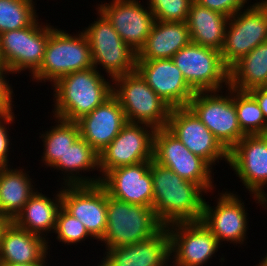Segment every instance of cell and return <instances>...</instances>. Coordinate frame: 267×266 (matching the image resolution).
I'll return each mask as SVG.
<instances>
[{
    "mask_svg": "<svg viewBox=\"0 0 267 266\" xmlns=\"http://www.w3.org/2000/svg\"><path fill=\"white\" fill-rule=\"evenodd\" d=\"M153 182V209L164 226L179 222L201 221L206 191L198 184L184 180L171 169L150 161ZM203 195V196H202Z\"/></svg>",
    "mask_w": 267,
    "mask_h": 266,
    "instance_id": "obj_1",
    "label": "cell"
},
{
    "mask_svg": "<svg viewBox=\"0 0 267 266\" xmlns=\"http://www.w3.org/2000/svg\"><path fill=\"white\" fill-rule=\"evenodd\" d=\"M110 82L95 67L60 78L53 84V117L76 122L91 113L112 95L113 85Z\"/></svg>",
    "mask_w": 267,
    "mask_h": 266,
    "instance_id": "obj_2",
    "label": "cell"
},
{
    "mask_svg": "<svg viewBox=\"0 0 267 266\" xmlns=\"http://www.w3.org/2000/svg\"><path fill=\"white\" fill-rule=\"evenodd\" d=\"M163 227L152 207L129 204L107 193V225L101 240L106 249L147 240Z\"/></svg>",
    "mask_w": 267,
    "mask_h": 266,
    "instance_id": "obj_3",
    "label": "cell"
},
{
    "mask_svg": "<svg viewBox=\"0 0 267 266\" xmlns=\"http://www.w3.org/2000/svg\"><path fill=\"white\" fill-rule=\"evenodd\" d=\"M113 95L119 101L129 123L165 128L171 107L163 101L137 72L127 73L111 80Z\"/></svg>",
    "mask_w": 267,
    "mask_h": 266,
    "instance_id": "obj_4",
    "label": "cell"
},
{
    "mask_svg": "<svg viewBox=\"0 0 267 266\" xmlns=\"http://www.w3.org/2000/svg\"><path fill=\"white\" fill-rule=\"evenodd\" d=\"M90 67H93L91 50L84 32L70 35L55 28L48 38L42 64L32 78L55 84L67 74Z\"/></svg>",
    "mask_w": 267,
    "mask_h": 266,
    "instance_id": "obj_5",
    "label": "cell"
},
{
    "mask_svg": "<svg viewBox=\"0 0 267 266\" xmlns=\"http://www.w3.org/2000/svg\"><path fill=\"white\" fill-rule=\"evenodd\" d=\"M227 90L226 96L219 91L196 92L187 107L229 152L245 134L238 123L235 89Z\"/></svg>",
    "mask_w": 267,
    "mask_h": 266,
    "instance_id": "obj_6",
    "label": "cell"
},
{
    "mask_svg": "<svg viewBox=\"0 0 267 266\" xmlns=\"http://www.w3.org/2000/svg\"><path fill=\"white\" fill-rule=\"evenodd\" d=\"M97 21L83 30L90 45L93 67L102 65L112 80L136 71L137 52L127 45L100 12Z\"/></svg>",
    "mask_w": 267,
    "mask_h": 266,
    "instance_id": "obj_7",
    "label": "cell"
},
{
    "mask_svg": "<svg viewBox=\"0 0 267 266\" xmlns=\"http://www.w3.org/2000/svg\"><path fill=\"white\" fill-rule=\"evenodd\" d=\"M231 16L220 51L223 64L230 69L261 43L267 42V2H257Z\"/></svg>",
    "mask_w": 267,
    "mask_h": 266,
    "instance_id": "obj_8",
    "label": "cell"
},
{
    "mask_svg": "<svg viewBox=\"0 0 267 266\" xmlns=\"http://www.w3.org/2000/svg\"><path fill=\"white\" fill-rule=\"evenodd\" d=\"M38 21L0 34L1 63L12 74L28 69L33 75L42 64L48 38L55 28L50 24L41 26Z\"/></svg>",
    "mask_w": 267,
    "mask_h": 266,
    "instance_id": "obj_9",
    "label": "cell"
},
{
    "mask_svg": "<svg viewBox=\"0 0 267 266\" xmlns=\"http://www.w3.org/2000/svg\"><path fill=\"white\" fill-rule=\"evenodd\" d=\"M172 60L195 92L221 91L223 83L229 86V69L216 49L190 42Z\"/></svg>",
    "mask_w": 267,
    "mask_h": 266,
    "instance_id": "obj_10",
    "label": "cell"
},
{
    "mask_svg": "<svg viewBox=\"0 0 267 266\" xmlns=\"http://www.w3.org/2000/svg\"><path fill=\"white\" fill-rule=\"evenodd\" d=\"M153 161L171 169L184 180L200 185L206 193L214 188L212 166L190 152L166 127L155 131Z\"/></svg>",
    "mask_w": 267,
    "mask_h": 266,
    "instance_id": "obj_11",
    "label": "cell"
},
{
    "mask_svg": "<svg viewBox=\"0 0 267 266\" xmlns=\"http://www.w3.org/2000/svg\"><path fill=\"white\" fill-rule=\"evenodd\" d=\"M155 131V128L146 124L127 122L113 141L99 153L98 171L104 176L118 167L153 160Z\"/></svg>",
    "mask_w": 267,
    "mask_h": 266,
    "instance_id": "obj_12",
    "label": "cell"
},
{
    "mask_svg": "<svg viewBox=\"0 0 267 266\" xmlns=\"http://www.w3.org/2000/svg\"><path fill=\"white\" fill-rule=\"evenodd\" d=\"M166 228L174 257L172 266H203L220 248L221 244L202 221L179 222Z\"/></svg>",
    "mask_w": 267,
    "mask_h": 266,
    "instance_id": "obj_13",
    "label": "cell"
},
{
    "mask_svg": "<svg viewBox=\"0 0 267 266\" xmlns=\"http://www.w3.org/2000/svg\"><path fill=\"white\" fill-rule=\"evenodd\" d=\"M62 188V207L82 222L91 235L90 238L101 241L107 225L106 189L100 183L62 185Z\"/></svg>",
    "mask_w": 267,
    "mask_h": 266,
    "instance_id": "obj_14",
    "label": "cell"
},
{
    "mask_svg": "<svg viewBox=\"0 0 267 266\" xmlns=\"http://www.w3.org/2000/svg\"><path fill=\"white\" fill-rule=\"evenodd\" d=\"M166 128L211 166L224 159L229 163V152L188 107L171 108Z\"/></svg>",
    "mask_w": 267,
    "mask_h": 266,
    "instance_id": "obj_15",
    "label": "cell"
},
{
    "mask_svg": "<svg viewBox=\"0 0 267 266\" xmlns=\"http://www.w3.org/2000/svg\"><path fill=\"white\" fill-rule=\"evenodd\" d=\"M147 8L138 0H112L111 3L98 4L97 9L108 19L121 39L138 53L155 22L152 11Z\"/></svg>",
    "mask_w": 267,
    "mask_h": 266,
    "instance_id": "obj_16",
    "label": "cell"
},
{
    "mask_svg": "<svg viewBox=\"0 0 267 266\" xmlns=\"http://www.w3.org/2000/svg\"><path fill=\"white\" fill-rule=\"evenodd\" d=\"M136 71L171 108L187 107L196 93L172 59L137 60Z\"/></svg>",
    "mask_w": 267,
    "mask_h": 266,
    "instance_id": "obj_17",
    "label": "cell"
},
{
    "mask_svg": "<svg viewBox=\"0 0 267 266\" xmlns=\"http://www.w3.org/2000/svg\"><path fill=\"white\" fill-rule=\"evenodd\" d=\"M216 207L204 202L201 221L216 237L219 244L223 241L244 244L247 231V212L244 202L231 192L220 193Z\"/></svg>",
    "mask_w": 267,
    "mask_h": 266,
    "instance_id": "obj_18",
    "label": "cell"
},
{
    "mask_svg": "<svg viewBox=\"0 0 267 266\" xmlns=\"http://www.w3.org/2000/svg\"><path fill=\"white\" fill-rule=\"evenodd\" d=\"M150 161L108 171L101 185L109 196L129 204L153 207V182Z\"/></svg>",
    "mask_w": 267,
    "mask_h": 266,
    "instance_id": "obj_19",
    "label": "cell"
},
{
    "mask_svg": "<svg viewBox=\"0 0 267 266\" xmlns=\"http://www.w3.org/2000/svg\"><path fill=\"white\" fill-rule=\"evenodd\" d=\"M228 164L250 194L256 195L264 190L267 184V138L245 135L229 151Z\"/></svg>",
    "mask_w": 267,
    "mask_h": 266,
    "instance_id": "obj_20",
    "label": "cell"
},
{
    "mask_svg": "<svg viewBox=\"0 0 267 266\" xmlns=\"http://www.w3.org/2000/svg\"><path fill=\"white\" fill-rule=\"evenodd\" d=\"M83 138L98 154L109 145L128 122L117 98L112 94L91 113L76 121Z\"/></svg>",
    "mask_w": 267,
    "mask_h": 266,
    "instance_id": "obj_21",
    "label": "cell"
},
{
    "mask_svg": "<svg viewBox=\"0 0 267 266\" xmlns=\"http://www.w3.org/2000/svg\"><path fill=\"white\" fill-rule=\"evenodd\" d=\"M105 255L98 266H169L171 253L168 230L163 227L147 240L108 248Z\"/></svg>",
    "mask_w": 267,
    "mask_h": 266,
    "instance_id": "obj_22",
    "label": "cell"
},
{
    "mask_svg": "<svg viewBox=\"0 0 267 266\" xmlns=\"http://www.w3.org/2000/svg\"><path fill=\"white\" fill-rule=\"evenodd\" d=\"M45 237L18 227L13 221L4 228L0 240V263L33 264L48 255Z\"/></svg>",
    "mask_w": 267,
    "mask_h": 266,
    "instance_id": "obj_23",
    "label": "cell"
},
{
    "mask_svg": "<svg viewBox=\"0 0 267 266\" xmlns=\"http://www.w3.org/2000/svg\"><path fill=\"white\" fill-rule=\"evenodd\" d=\"M191 42L186 22L155 20L137 60L172 59L180 49Z\"/></svg>",
    "mask_w": 267,
    "mask_h": 266,
    "instance_id": "obj_24",
    "label": "cell"
},
{
    "mask_svg": "<svg viewBox=\"0 0 267 266\" xmlns=\"http://www.w3.org/2000/svg\"><path fill=\"white\" fill-rule=\"evenodd\" d=\"M229 18L193 1L186 21L191 42L221 51Z\"/></svg>",
    "mask_w": 267,
    "mask_h": 266,
    "instance_id": "obj_25",
    "label": "cell"
},
{
    "mask_svg": "<svg viewBox=\"0 0 267 266\" xmlns=\"http://www.w3.org/2000/svg\"><path fill=\"white\" fill-rule=\"evenodd\" d=\"M55 196V200H51L36 191L12 221L18 227L42 237H46L51 230L54 233L57 215L62 207L61 188Z\"/></svg>",
    "mask_w": 267,
    "mask_h": 266,
    "instance_id": "obj_26",
    "label": "cell"
},
{
    "mask_svg": "<svg viewBox=\"0 0 267 266\" xmlns=\"http://www.w3.org/2000/svg\"><path fill=\"white\" fill-rule=\"evenodd\" d=\"M52 167L67 174V176L64 174V182L62 183L64 185H94L101 183L102 180V176L89 178L83 177L79 173L82 170L88 172L92 169H99V154L81 137Z\"/></svg>",
    "mask_w": 267,
    "mask_h": 266,
    "instance_id": "obj_27",
    "label": "cell"
},
{
    "mask_svg": "<svg viewBox=\"0 0 267 266\" xmlns=\"http://www.w3.org/2000/svg\"><path fill=\"white\" fill-rule=\"evenodd\" d=\"M24 169L0 168V209L11 221L37 191Z\"/></svg>",
    "mask_w": 267,
    "mask_h": 266,
    "instance_id": "obj_28",
    "label": "cell"
},
{
    "mask_svg": "<svg viewBox=\"0 0 267 266\" xmlns=\"http://www.w3.org/2000/svg\"><path fill=\"white\" fill-rule=\"evenodd\" d=\"M229 86L239 91L267 87V42L255 47L229 69Z\"/></svg>",
    "mask_w": 267,
    "mask_h": 266,
    "instance_id": "obj_29",
    "label": "cell"
},
{
    "mask_svg": "<svg viewBox=\"0 0 267 266\" xmlns=\"http://www.w3.org/2000/svg\"><path fill=\"white\" fill-rule=\"evenodd\" d=\"M55 127L40 136L43 138L44 152L41 158L45 165L52 167L59 158H63L70 146L80 137L77 122L56 118Z\"/></svg>",
    "mask_w": 267,
    "mask_h": 266,
    "instance_id": "obj_30",
    "label": "cell"
},
{
    "mask_svg": "<svg viewBox=\"0 0 267 266\" xmlns=\"http://www.w3.org/2000/svg\"><path fill=\"white\" fill-rule=\"evenodd\" d=\"M238 123L245 135H264L267 122L256 99L248 91L235 89Z\"/></svg>",
    "mask_w": 267,
    "mask_h": 266,
    "instance_id": "obj_31",
    "label": "cell"
},
{
    "mask_svg": "<svg viewBox=\"0 0 267 266\" xmlns=\"http://www.w3.org/2000/svg\"><path fill=\"white\" fill-rule=\"evenodd\" d=\"M33 0H0V34L30 26L37 18Z\"/></svg>",
    "mask_w": 267,
    "mask_h": 266,
    "instance_id": "obj_32",
    "label": "cell"
},
{
    "mask_svg": "<svg viewBox=\"0 0 267 266\" xmlns=\"http://www.w3.org/2000/svg\"><path fill=\"white\" fill-rule=\"evenodd\" d=\"M54 232L58 234L56 239L67 245L81 243L91 236L82 222L69 214L63 207L58 212Z\"/></svg>",
    "mask_w": 267,
    "mask_h": 266,
    "instance_id": "obj_33",
    "label": "cell"
},
{
    "mask_svg": "<svg viewBox=\"0 0 267 266\" xmlns=\"http://www.w3.org/2000/svg\"><path fill=\"white\" fill-rule=\"evenodd\" d=\"M154 19L167 22H186L194 0H148Z\"/></svg>",
    "mask_w": 267,
    "mask_h": 266,
    "instance_id": "obj_34",
    "label": "cell"
},
{
    "mask_svg": "<svg viewBox=\"0 0 267 266\" xmlns=\"http://www.w3.org/2000/svg\"><path fill=\"white\" fill-rule=\"evenodd\" d=\"M196 3L210 10L217 11L228 17L235 15L248 0H194Z\"/></svg>",
    "mask_w": 267,
    "mask_h": 266,
    "instance_id": "obj_35",
    "label": "cell"
},
{
    "mask_svg": "<svg viewBox=\"0 0 267 266\" xmlns=\"http://www.w3.org/2000/svg\"><path fill=\"white\" fill-rule=\"evenodd\" d=\"M12 111L13 110L8 112H0V166L1 167L10 166L8 165L9 162L8 154L10 149L9 145L11 144L6 125L14 122L15 116L14 112Z\"/></svg>",
    "mask_w": 267,
    "mask_h": 266,
    "instance_id": "obj_36",
    "label": "cell"
},
{
    "mask_svg": "<svg viewBox=\"0 0 267 266\" xmlns=\"http://www.w3.org/2000/svg\"><path fill=\"white\" fill-rule=\"evenodd\" d=\"M7 73L12 74V72L0 62V112L13 110V89L10 86L11 84H8L9 81L5 79Z\"/></svg>",
    "mask_w": 267,
    "mask_h": 266,
    "instance_id": "obj_37",
    "label": "cell"
},
{
    "mask_svg": "<svg viewBox=\"0 0 267 266\" xmlns=\"http://www.w3.org/2000/svg\"><path fill=\"white\" fill-rule=\"evenodd\" d=\"M248 92L256 99L267 122V87L253 88Z\"/></svg>",
    "mask_w": 267,
    "mask_h": 266,
    "instance_id": "obj_38",
    "label": "cell"
},
{
    "mask_svg": "<svg viewBox=\"0 0 267 266\" xmlns=\"http://www.w3.org/2000/svg\"><path fill=\"white\" fill-rule=\"evenodd\" d=\"M267 185V184H266ZM255 198V201H258L257 203H260L263 208L267 207V193L264 190H260L256 195H252Z\"/></svg>",
    "mask_w": 267,
    "mask_h": 266,
    "instance_id": "obj_39",
    "label": "cell"
},
{
    "mask_svg": "<svg viewBox=\"0 0 267 266\" xmlns=\"http://www.w3.org/2000/svg\"><path fill=\"white\" fill-rule=\"evenodd\" d=\"M46 257L47 255L40 262H36L33 264L0 263V266H46L47 264Z\"/></svg>",
    "mask_w": 267,
    "mask_h": 266,
    "instance_id": "obj_40",
    "label": "cell"
},
{
    "mask_svg": "<svg viewBox=\"0 0 267 266\" xmlns=\"http://www.w3.org/2000/svg\"><path fill=\"white\" fill-rule=\"evenodd\" d=\"M10 221L11 220L6 215H0V240H1L4 228L9 224Z\"/></svg>",
    "mask_w": 267,
    "mask_h": 266,
    "instance_id": "obj_41",
    "label": "cell"
},
{
    "mask_svg": "<svg viewBox=\"0 0 267 266\" xmlns=\"http://www.w3.org/2000/svg\"><path fill=\"white\" fill-rule=\"evenodd\" d=\"M258 266H267V253L266 256L259 262Z\"/></svg>",
    "mask_w": 267,
    "mask_h": 266,
    "instance_id": "obj_42",
    "label": "cell"
},
{
    "mask_svg": "<svg viewBox=\"0 0 267 266\" xmlns=\"http://www.w3.org/2000/svg\"><path fill=\"white\" fill-rule=\"evenodd\" d=\"M264 136L267 138V129H266V131H265V133H264Z\"/></svg>",
    "mask_w": 267,
    "mask_h": 266,
    "instance_id": "obj_43",
    "label": "cell"
}]
</instances>
